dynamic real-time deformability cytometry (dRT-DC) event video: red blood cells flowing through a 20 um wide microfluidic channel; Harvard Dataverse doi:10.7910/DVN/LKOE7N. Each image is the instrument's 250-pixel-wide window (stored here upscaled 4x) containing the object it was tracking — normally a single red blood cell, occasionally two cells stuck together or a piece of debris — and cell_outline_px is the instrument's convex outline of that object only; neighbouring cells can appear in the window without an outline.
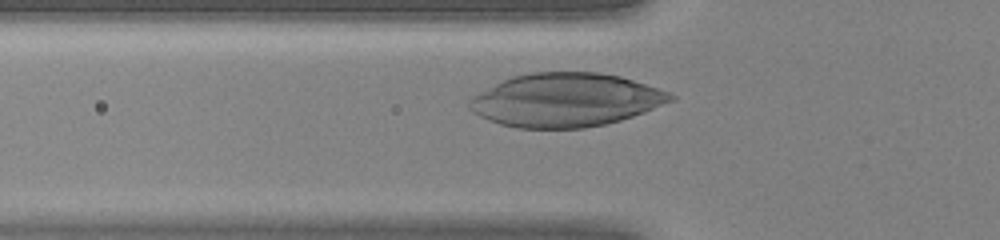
{"species": "human", "species_latin": "Homo sapiens", "temperature_condition": "warm", "stored_images_in_passage": 28, "camera_frame_rate_fps": 3000, "um_per_image_px": 0.085, "donor": {"sex": "female"}, "frame": {"image": 1, "passage_image": 7, "time_ms": 2.0, "image_size_px": [1000, 240], "cell_outline_px": [[676, 100], [644, 112], [620, 120], [604, 124], [584, 128], [516, 128], [500, 124], [488, 120], [472, 112], [468, 108], [468, 100], [472, 96], [512, 76], [532, 72], [600, 72], [620, 76], [668, 92], [676, 96]], "centroid_in_image_um": [48.07, 8.5], "position_along_channel_um": 77.7, "area_um2": 62.54}}
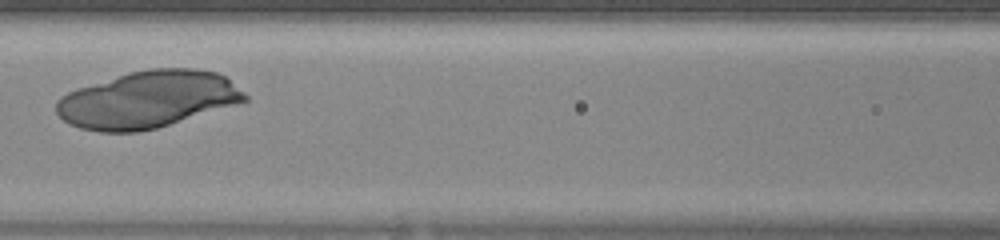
{"frame": {"image": 2, "passage_image": 12, "time_ms": 3.667, "image_size_px": [1000, 240], "cell_outline_px": [[248, 100], [244, 104], [156, 128], [136, 132], [100, 132], [80, 128], [64, 120], [56, 112], [56, 100], [60, 96], [68, 92], [128, 72], [148, 68], [196, 68], [216, 72], [224, 76], [244, 92], [248, 96]], "centroid_in_image_um": [12.63, 8.47], "position_along_channel_um": 154.0, "area_um2": 62.89}}
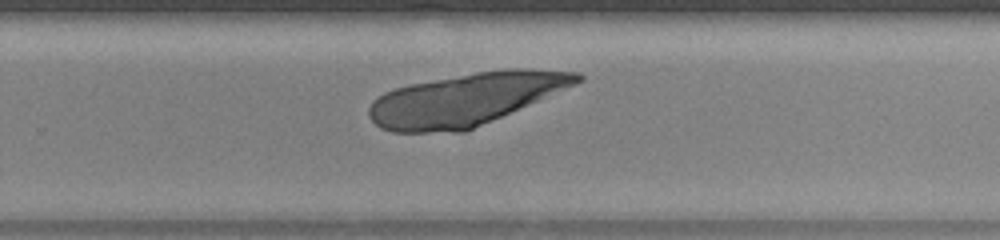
{"frame": {"image": 3, "passage_image": 21, "time_ms": 6.667, "image_size_px": [1000, 240], "cell_outline_px": [[584, 80], [576, 84], [464, 132], [392, 132], [380, 128], [368, 116], [368, 108], [372, 100], [384, 92], [396, 88], [412, 84], [476, 72], [508, 68], [528, 68], [576, 72], [584, 76]], "centroid_in_image_um": [39.55, 8.44], "position_along_channel_um": 290.2, "area_um2": 62.94}}